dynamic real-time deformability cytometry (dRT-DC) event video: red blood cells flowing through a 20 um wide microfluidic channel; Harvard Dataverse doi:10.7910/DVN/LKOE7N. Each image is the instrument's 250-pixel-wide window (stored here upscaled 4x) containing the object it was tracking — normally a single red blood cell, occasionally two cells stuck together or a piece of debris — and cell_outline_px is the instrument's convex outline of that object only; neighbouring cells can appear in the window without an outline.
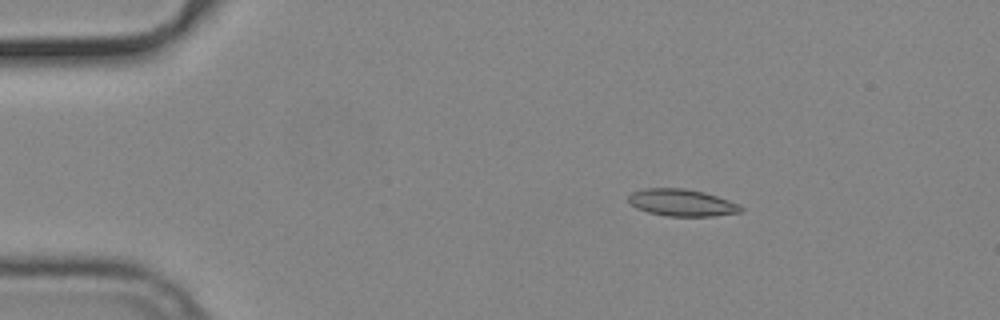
{"species": "common noctule bat (a hibernating species)", "species_latin": "Nyctalus noctula", "temperature_condition": "cold", "stored_images_in_passage": 54, "camera_frame_rate_fps": 3000, "um_per_image_px": 0.085, "animal": {"sex": "male", "body_mass_g": 19.2, "forearm_length_mm": 51.8}, "frame": {"image": 1, "passage_image": 9, "time_ms": 2.667, "image_size_px": [1000, 320], "cell_outline_px": [[744, 208], [740, 212], [712, 216], [668, 216], [648, 212], [636, 208], [628, 200], [628, 196], [632, 192], [644, 188], [684, 188], [704, 192], [740, 204]], "centroid_in_image_um": [57.95, 17.22], "position_along_channel_um": 27.1, "area_um2": 17.63}}
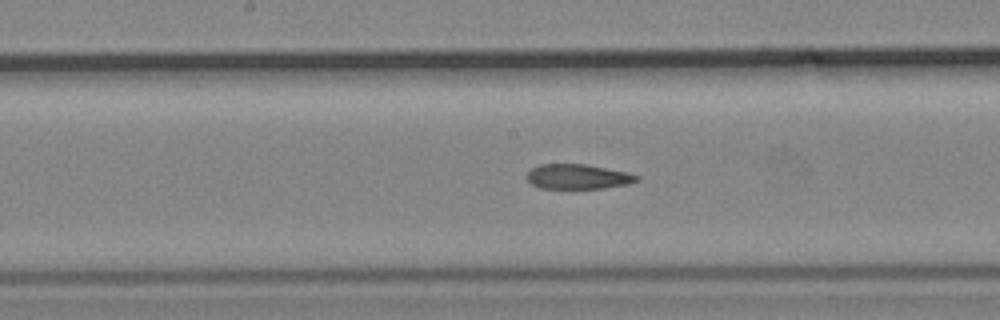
{"frame": {"image": 2, "passage_image": 28, "time_ms": 9.0, "image_size_px": [1000, 320], "cell_outline_px": [[640, 180], [628, 184], [604, 188], [540, 188], [532, 184], [528, 180], [528, 172], [532, 168], [540, 164], [584, 164], [628, 172], [640, 176]], "centroid_in_image_um": [49.16, 15.01], "position_along_channel_um": 199.0, "area_um2": 15.84}}
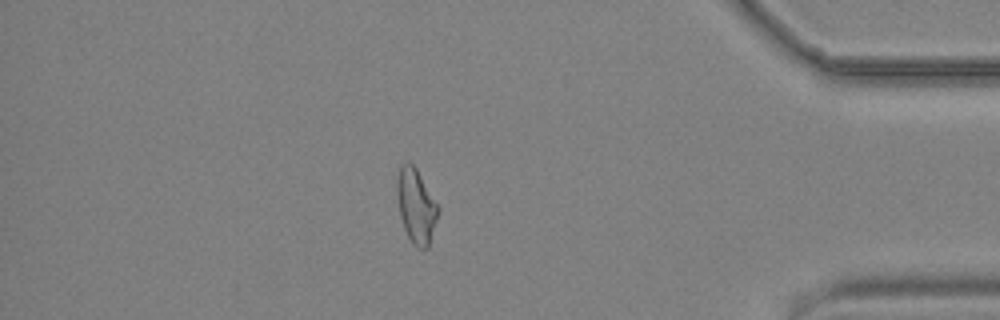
{"frame": {"image": 3, "passage_image": 47, "time_ms": 15.333, "image_size_px": [1000, 320], "cell_outline_px": [[440, 212], [428, 248], [416, 248], [412, 244], [404, 228], [400, 216], [396, 192], [396, 180], [400, 164], [412, 164], [416, 168], [440, 208]], "centroid_in_image_um": [35.37, 17.53], "position_along_channel_um": 399.8, "area_um2": 17.92}, "authors_computed_cell_mechanics": {"area_um2": 17.4556, "velocity_mm_per_s": 3.7681, "shape_relaxation_time_tau1_ms": null, "shape_relaxation_time_tau2_ms": 3.2767, "deformation_change_tau1": null, "deformation_change_tau2": 0.0947}}